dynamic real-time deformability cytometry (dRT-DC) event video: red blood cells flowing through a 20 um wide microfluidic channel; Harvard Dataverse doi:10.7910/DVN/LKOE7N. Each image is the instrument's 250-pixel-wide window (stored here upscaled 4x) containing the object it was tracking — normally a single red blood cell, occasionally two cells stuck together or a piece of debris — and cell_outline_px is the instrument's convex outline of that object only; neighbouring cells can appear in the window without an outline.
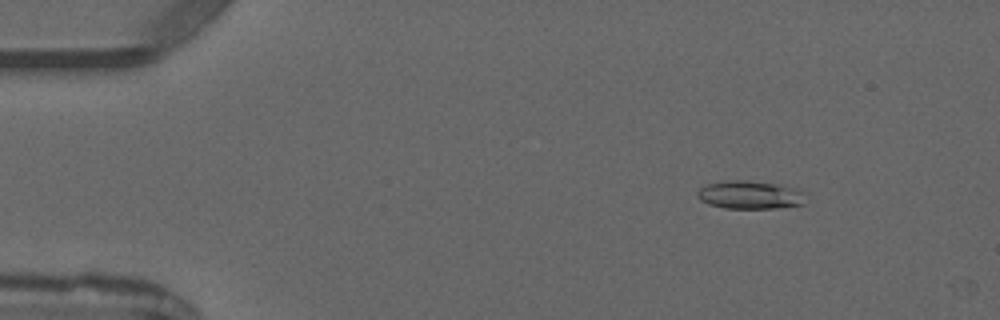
{"species": "common noctule bat (a hibernating species)", "species_latin": "Nyctalus noctula", "temperature_condition": "warm", "stored_images_in_passage": 2, "camera_frame_rate_fps": 3000, "um_per_image_px": 0.085, "animal": {"sex": "male", "forearm_length_mm": 52.5}, "frame": {"image": 1, "passage_image": 1, "time_ms": 0.0, "image_size_px": [1000, 320], "cell_outline_px": [[808, 192], [804, 204], [776, 208], [724, 208], [708, 204], [700, 200], [696, 196], [696, 192], [704, 184], [728, 180], [748, 180], [780, 184], [800, 188]], "centroid_in_image_um": [63.8, 16.55], "position_along_channel_um": 21.2, "area_um2": 18.38}}